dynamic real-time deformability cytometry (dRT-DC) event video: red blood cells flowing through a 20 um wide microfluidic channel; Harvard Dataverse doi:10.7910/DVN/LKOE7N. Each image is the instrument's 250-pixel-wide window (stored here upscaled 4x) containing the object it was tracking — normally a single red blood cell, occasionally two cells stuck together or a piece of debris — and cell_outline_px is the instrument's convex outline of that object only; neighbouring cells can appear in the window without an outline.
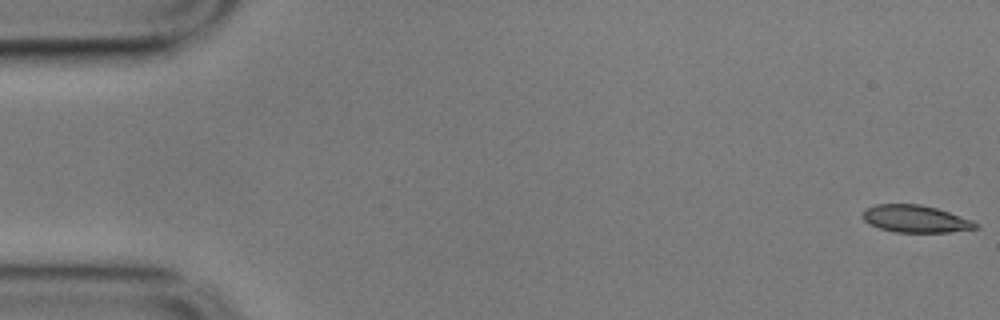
{"species": "common noctule bat (a hibernating species)", "species_latin": "Nyctalus noctula", "temperature_condition": "cold", "stored_images_in_passage": 58, "camera_frame_rate_fps": 3000, "um_per_image_px": 0.085, "animal": {"sex": "male", "body_mass_g": 17.9}, "frame": {"image": 1, "passage_image": 1, "time_ms": 0.0, "image_size_px": [1000, 320], "cell_outline_px": [[980, 228], [952, 232], [896, 232], [880, 228], [868, 224], [860, 216], [860, 212], [864, 208], [876, 204], [920, 204], [936, 208], [972, 220], [980, 224]], "centroid_in_image_um": [77.79, 18.6], "position_along_channel_um": 7.2, "area_um2": 18.21}}
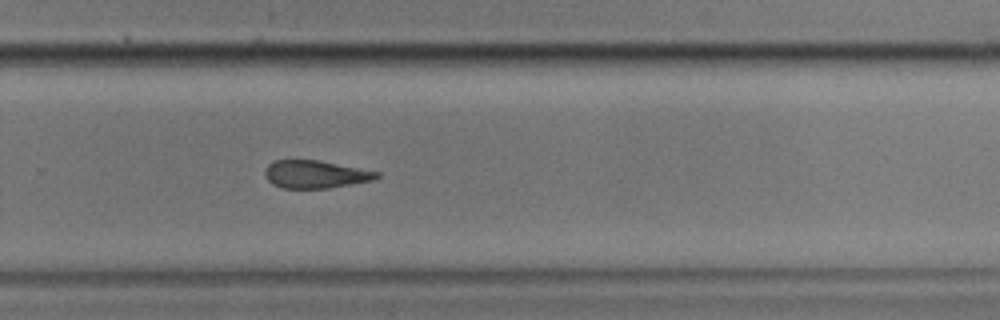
{"frame": {"image": 2, "passage_image": 38, "time_ms": 12.333, "image_size_px": [1000, 320], "cell_outline_px": [[380, 176], [372, 180], [328, 188], [284, 188], [272, 184], [264, 176], [264, 168], [272, 160], [316, 160], [380, 172]], "centroid_in_image_um": [26.75, 14.81], "position_along_channel_um": 303.1, "area_um2": 17.98}}
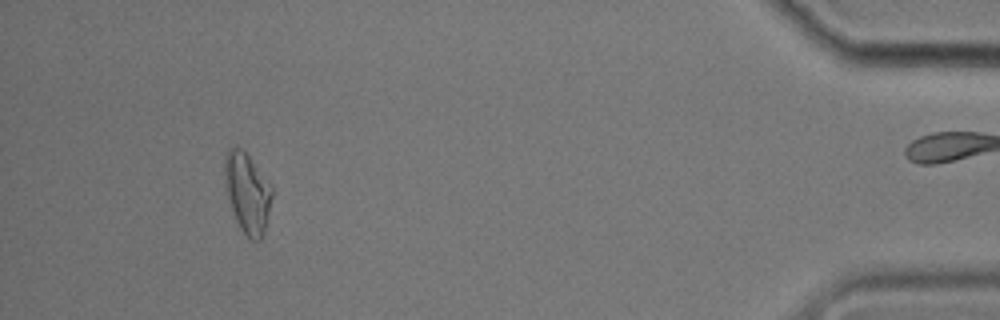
{"frame": {"image": 3, "passage_image": 53, "time_ms": 17.333, "image_size_px": [1000, 320], "cell_outline_px": [[272, 196], [264, 232], [260, 240], [252, 240], [240, 228], [236, 220], [224, 192], [224, 152], [228, 148], [244, 148], [272, 188]], "centroid_in_image_um": [20.97, 16.34], "position_along_channel_um": 414.2, "area_um2": 22.25}, "authors_computed_cell_mechanics": {"area_um2": 19.6809, "velocity_mm_per_s": 3.5181, "shape_relaxation_time_tau1_ms": null, "shape_relaxation_time_tau2_ms": 7.1515, "deformation_change_tau1": null, "deformation_change_tau2": 0.1749}}